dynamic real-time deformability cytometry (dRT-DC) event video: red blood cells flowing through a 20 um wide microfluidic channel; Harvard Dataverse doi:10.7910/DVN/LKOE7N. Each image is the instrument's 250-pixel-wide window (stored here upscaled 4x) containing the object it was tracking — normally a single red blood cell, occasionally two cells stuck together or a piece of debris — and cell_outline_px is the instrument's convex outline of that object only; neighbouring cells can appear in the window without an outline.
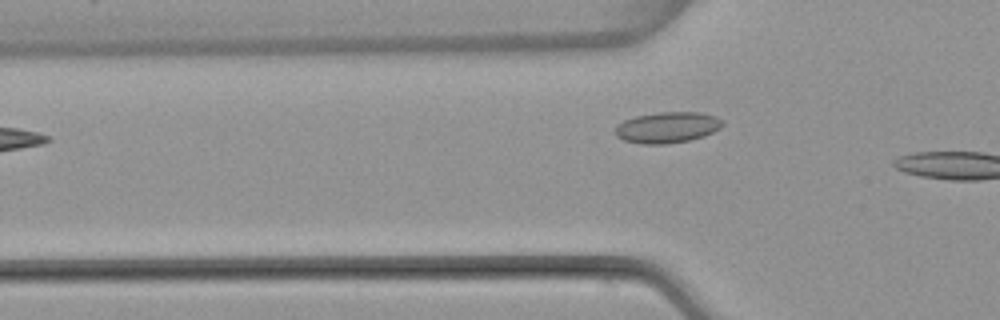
{"species": "common noctule bat (a hibernating species)", "species_latin": "Nyctalus noctula", "temperature_condition": "warm", "stored_images_in_passage": 4, "camera_frame_rate_fps": 3000, "um_per_image_px": 0.085, "animal": {"sex": "female", "body_mass_g": 22.7, "forearm_length_mm": 54.2}, "frame": {"image": 1, "passage_image": 4, "time_ms": 4.667, "image_size_px": [1000, 320], "cell_outline_px": [[724, 124], [720, 128], [704, 136], [688, 140], [664, 144], [640, 144], [624, 140], [616, 136], [616, 128], [624, 120], [636, 116], [660, 112], [700, 112], [716, 116], [724, 120]], "centroid_in_image_um": [56.76, 10.82], "position_along_channel_um": 69.0, "area_um2": 19.31}}